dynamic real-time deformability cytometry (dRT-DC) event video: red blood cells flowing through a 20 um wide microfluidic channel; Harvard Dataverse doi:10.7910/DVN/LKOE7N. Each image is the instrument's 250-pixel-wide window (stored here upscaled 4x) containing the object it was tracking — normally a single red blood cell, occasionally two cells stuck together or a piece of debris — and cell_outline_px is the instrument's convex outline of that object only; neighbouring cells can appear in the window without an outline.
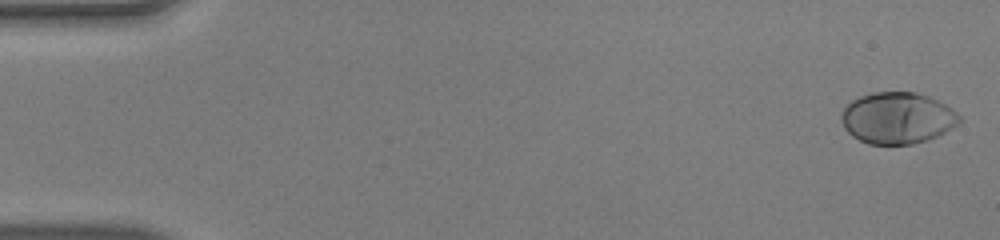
{"species": "human", "species_latin": "Homo sapiens", "temperature_condition": "warm", "stored_images_in_passage": 50, "camera_frame_rate_fps": 3000, "um_per_image_px": 0.085, "donor": {"sex": "male"}, "frame": {"image": 1, "passage_image": 1, "time_ms": 0.0, "image_size_px": [1000, 240], "cell_outline_px": [[960, 124], [928, 140], [912, 144], [868, 144], [852, 136], [844, 128], [840, 116], [844, 108], [852, 100], [860, 96], [872, 92], [916, 92], [928, 96], [952, 108], [960, 116]], "centroid_in_image_um": [76.27, 10.03], "position_along_channel_um": 8.7, "area_um2": 35.43}}
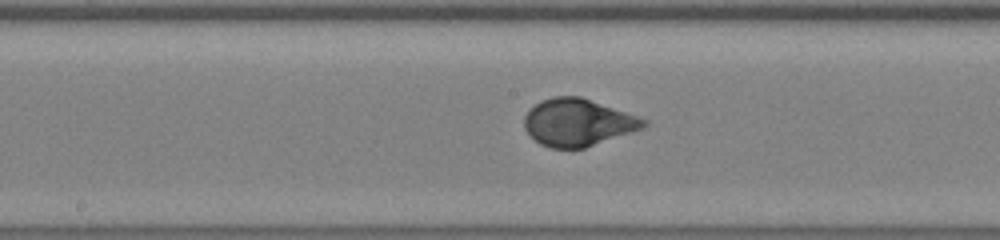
{"frame": {"image": 2, "passage_image": 26, "time_ms": 8.333, "image_size_px": [1000, 240], "cell_outline_px": [[648, 124], [644, 128], [584, 148], [548, 148], [540, 144], [524, 128], [524, 116], [528, 108], [540, 100], [552, 96], [580, 96], [648, 120]], "centroid_in_image_um": [49.08, 10.4], "position_along_channel_um": 199.1, "area_um2": 32.89}}
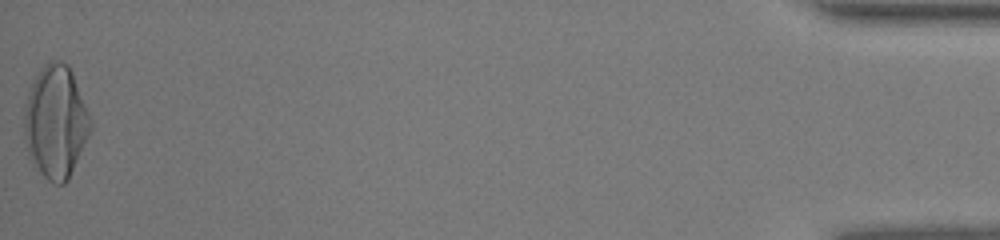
{"frame": {"image": 3, "passage_image": 50, "time_ms": 16.333, "image_size_px": [1000, 240], "cell_outline_px": [[92, 128], [68, 180], [64, 184], [56, 184], [48, 180], [40, 172], [32, 160], [28, 152], [24, 136], [24, 108], [28, 92], [36, 76], [44, 64], [48, 60], [60, 60], [68, 64], [72, 72], [92, 120]], "centroid_in_image_um": [4.74, 10.34], "position_along_channel_um": 430.5, "area_um2": 43.35}, "authors_computed_cell_mechanics": {"area_um2": 33.8708, "velocity_mm_per_s": 4.1092, "shape_relaxation_time_tau1_ms": 3.7364, "shape_relaxation_time_tau2_ms": null, "deformation_change_tau1": 0.2314, "deformation_change_tau2": null}}